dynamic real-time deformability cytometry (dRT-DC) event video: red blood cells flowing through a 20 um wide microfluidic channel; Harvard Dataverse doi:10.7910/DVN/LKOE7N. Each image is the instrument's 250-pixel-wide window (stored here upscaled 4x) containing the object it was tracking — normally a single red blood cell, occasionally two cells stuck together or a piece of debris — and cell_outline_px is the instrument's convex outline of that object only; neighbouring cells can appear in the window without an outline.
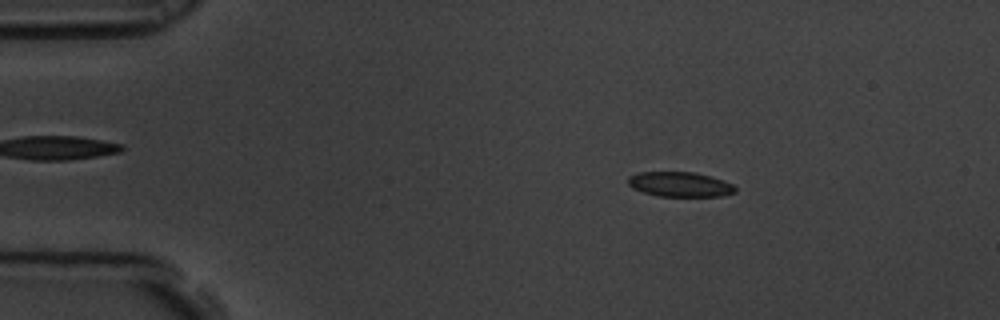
{"species": "common noctule bat (a hibernating species)", "species_latin": "Nyctalus noctula", "temperature_condition": "room temperature", "stored_images_in_passage": 57, "camera_frame_rate_fps": 3000, "um_per_image_px": 0.085, "animal": {"sex": "male", "body_mass_g": 19.5, "forearm_length_mm": 54.6}, "frame": {"image": 1, "passage_image": 9, "time_ms": 2.667, "image_size_px": [1000, 320], "cell_outline_px": [[736, 192], [720, 196], [656, 196], [632, 188], [628, 184], [628, 176], [640, 172], [692, 172], [724, 180], [732, 184], [736, 188]], "centroid_in_image_um": [57.78, 15.67], "position_along_channel_um": 27.2, "area_um2": 15.43}}
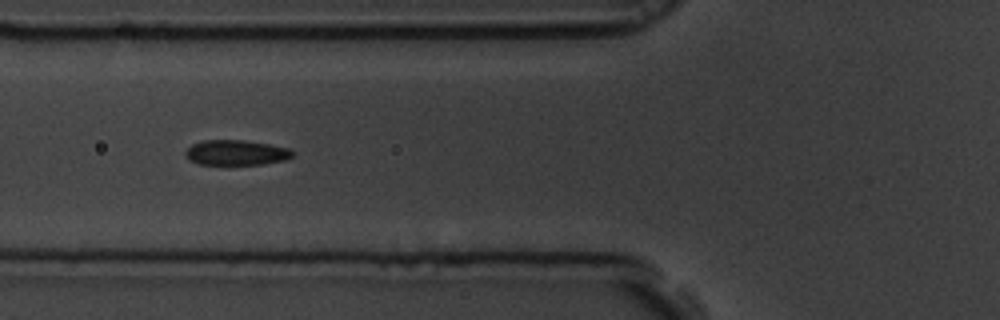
{"frame": {"image": 2, "passage_image": 21, "time_ms": 6.667, "image_size_px": [1000, 320], "cell_outline_px": [[292, 156], [284, 160], [264, 164], [200, 164], [188, 160], [184, 156], [184, 152], [192, 144], [204, 140], [244, 140], [268, 144], [288, 148], [292, 152]], "centroid_in_image_um": [20.02, 12.97], "position_along_channel_um": 105.8, "area_um2": 15.61}}
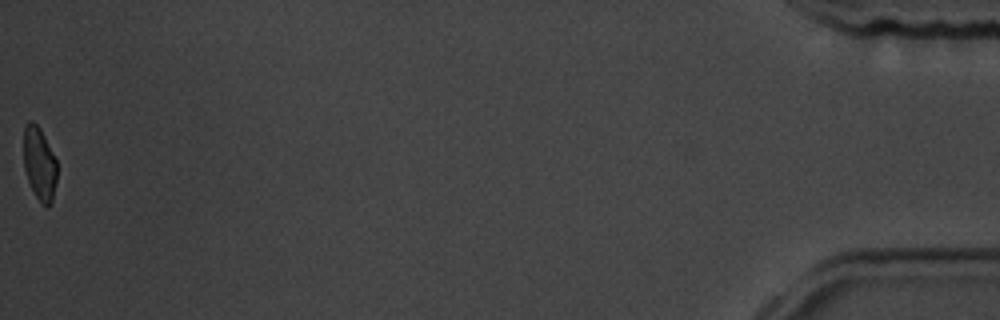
{"frame": {"image": 3, "passage_image": 57, "time_ms": 18.667, "image_size_px": [1000, 320], "cell_outline_px": [[56, 180], [52, 200], [48, 208], [40, 204], [28, 180], [24, 168], [24, 128], [28, 120], [32, 120], [40, 128], [56, 160]], "centroid_in_image_um": [3.34, 13.92], "position_along_channel_um": 431.9, "area_um2": 14.1}, "authors_computed_cell_mechanics": {"area_um2": 15.7794, "velocity_mm_per_s": 3.5563, "shape_relaxation_time_tau1_ms": 3.4963, "shape_relaxation_time_tau2_ms": 2.6933, "deformation_change_tau1": 0.1119, "deformation_change_tau2": 0.0481}}